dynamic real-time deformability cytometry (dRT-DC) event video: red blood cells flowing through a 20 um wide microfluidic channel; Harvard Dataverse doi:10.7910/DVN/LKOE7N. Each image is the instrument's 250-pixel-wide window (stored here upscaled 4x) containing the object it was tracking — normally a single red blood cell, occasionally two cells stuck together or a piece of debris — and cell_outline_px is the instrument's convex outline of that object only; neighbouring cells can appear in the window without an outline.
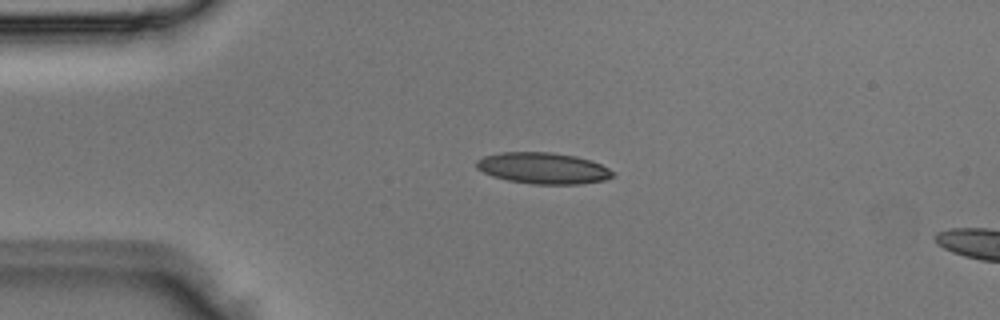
{"species": "Egyptian fruit bat (a non-hibernating species)", "species_latin": "Rousettus aegyptiacus", "temperature_condition": "room temperature", "stored_images_in_passage": 3, "camera_frame_rate_fps": 3000, "um_per_image_px": 0.085, "animal": {"sex": "male"}, "frame": {"image": 1, "passage_image": 2, "time_ms": 0.333, "image_size_px": [1000, 320], "cell_outline_px": [[616, 172], [612, 176], [604, 180], [580, 184], [532, 184], [508, 180], [492, 176], [476, 168], [476, 160], [484, 156], [500, 152], [552, 152], [576, 156], [592, 160]], "centroid_in_image_um": [46.16, 14.29], "position_along_channel_um": 38.8, "area_um2": 24.91}}